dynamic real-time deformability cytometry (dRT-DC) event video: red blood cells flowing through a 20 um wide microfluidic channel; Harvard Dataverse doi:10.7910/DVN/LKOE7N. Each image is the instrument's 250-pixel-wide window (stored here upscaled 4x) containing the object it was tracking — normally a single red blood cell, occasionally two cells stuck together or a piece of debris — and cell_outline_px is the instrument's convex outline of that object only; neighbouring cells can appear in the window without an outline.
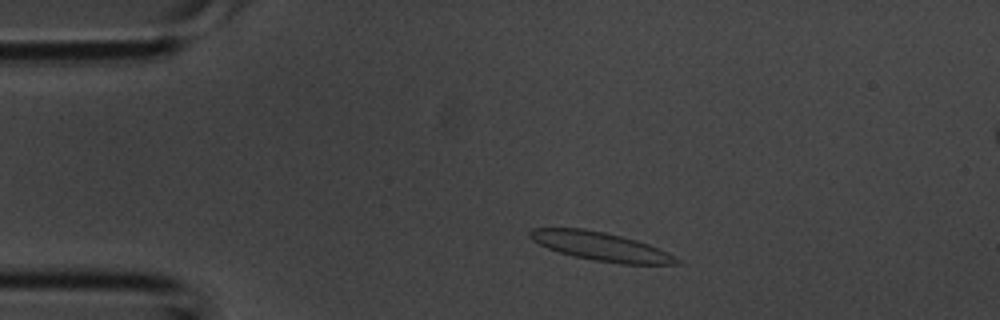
{"species": "common noctule bat (a hibernating species)", "species_latin": "Nyctalus noctula", "temperature_condition": "room temperature", "stored_images_in_passage": 3, "camera_frame_rate_fps": 3000, "um_per_image_px": 0.085, "animal": {"sex": "male", "body_mass_g": 20.1, "forearm_length_mm": 53.5}, "frame": {"image": 1, "passage_image": 1, "time_ms": 0.0, "image_size_px": [1000, 320], "cell_outline_px": [[680, 264], [620, 264], [592, 260], [572, 256], [548, 248], [532, 240], [528, 236], [528, 232], [532, 228], [584, 228], [604, 232], [636, 240], [648, 244], [668, 252], [676, 256], [680, 260]], "centroid_in_image_um": [51.07, 20.95], "position_along_channel_um": 33.9, "area_um2": 24.45}}
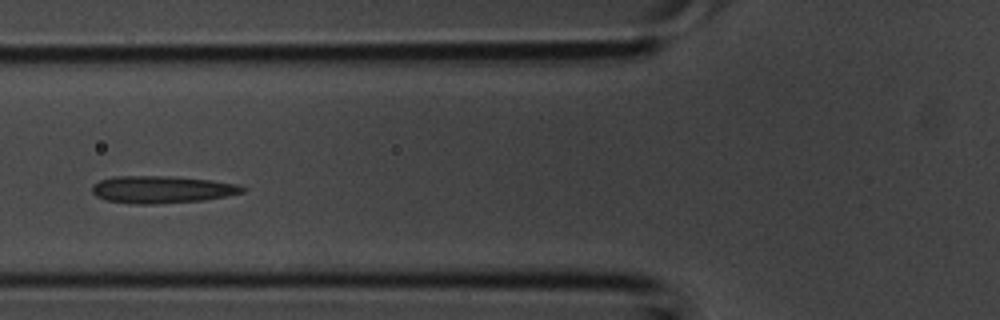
{"frame": {"image": 2, "passage_image": 3, "time_ms": 0.667, "image_size_px": [1000, 320], "cell_outline_px": [[248, 188], [244, 192], [228, 196], [204, 200], [152, 204], [132, 204], [108, 200], [96, 196], [92, 192], [92, 184], [100, 180], [112, 176], [176, 176], [212, 180], [240, 184]], "centroid_in_image_um": [13.8, 16.09], "position_along_channel_um": 112.0, "area_um2": 24.22}}